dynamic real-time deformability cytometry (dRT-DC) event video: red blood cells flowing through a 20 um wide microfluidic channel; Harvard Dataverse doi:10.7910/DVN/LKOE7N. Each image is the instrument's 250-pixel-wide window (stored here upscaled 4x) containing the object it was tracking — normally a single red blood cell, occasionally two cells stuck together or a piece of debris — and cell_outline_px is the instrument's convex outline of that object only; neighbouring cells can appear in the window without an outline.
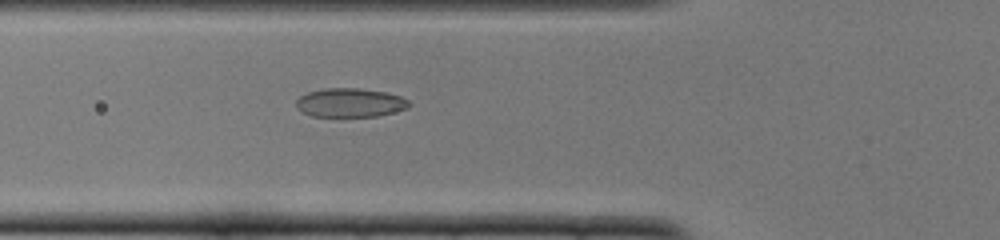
{"species": "common noctule bat (a hibernating species)", "species_latin": "Nyctalus noctula", "temperature_condition": "cold", "stored_images_in_passage": 40, "camera_frame_rate_fps": 3000, "um_per_image_px": 0.085, "animal": {"sex": "female", "body_mass_g": 22.0, "forearm_length_mm": 56.7}, "frame": {"image": 1, "passage_image": 7, "time_ms": 2.0, "image_size_px": [1000, 240], "cell_outline_px": [[412, 104], [408, 108], [376, 116], [312, 116], [300, 112], [296, 108], [296, 100], [300, 96], [308, 92], [324, 88], [356, 88], [384, 92], [400, 96], [408, 100]], "centroid_in_image_um": [29.72, 8.73], "position_along_channel_um": 96.1, "area_um2": 18.96}}
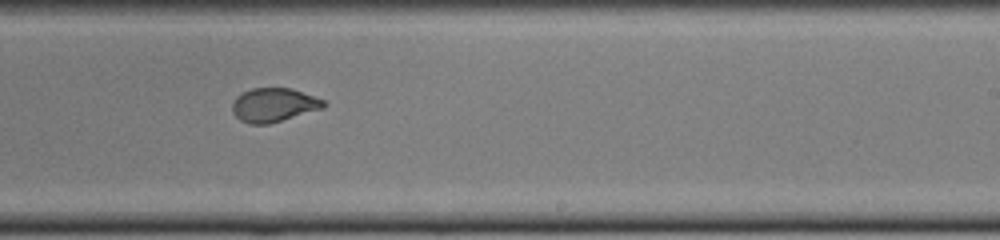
{"frame": {"image": 2, "passage_image": 20, "time_ms": 6.333, "image_size_px": [1000, 240], "cell_outline_px": [[328, 104], [324, 108], [268, 124], [248, 124], [240, 120], [232, 112], [232, 100], [236, 96], [252, 88], [292, 88], [324, 100]], "centroid_in_image_um": [23.26, 8.92], "position_along_channel_um": 265.7, "area_um2": 18.09}}
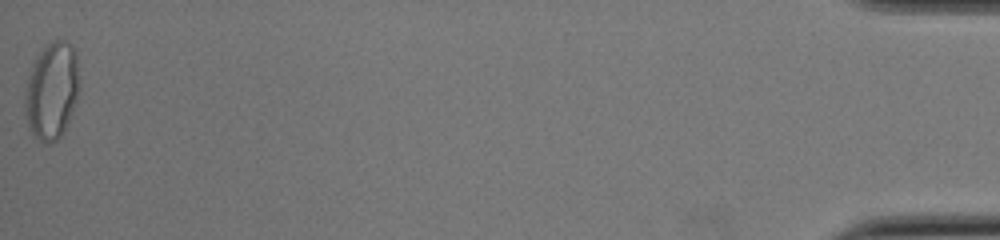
{"frame": {"image": 3, "passage_image": 40, "time_ms": 13.0, "image_size_px": [1000, 240], "cell_outline_px": [[80, 88], [72, 112], [64, 132], [56, 140], [48, 144], [44, 144], [28, 128], [24, 112], [24, 92], [28, 76], [32, 64], [36, 56], [44, 44], [52, 40], [64, 40], [72, 44], [76, 52], [80, 80]], "centroid_in_image_um": [4.4, 7.68], "position_along_channel_um": 430.8, "area_um2": 31.56}, "authors_computed_cell_mechanics": {"area_um2": 19.5364, "velocity_mm_per_s": 3.9171, "shape_relaxation_time_tau1_ms": 7.2539, "shape_relaxation_time_tau2_ms": null, "deformation_change_tau1": 0.2104, "deformation_change_tau2": null}}